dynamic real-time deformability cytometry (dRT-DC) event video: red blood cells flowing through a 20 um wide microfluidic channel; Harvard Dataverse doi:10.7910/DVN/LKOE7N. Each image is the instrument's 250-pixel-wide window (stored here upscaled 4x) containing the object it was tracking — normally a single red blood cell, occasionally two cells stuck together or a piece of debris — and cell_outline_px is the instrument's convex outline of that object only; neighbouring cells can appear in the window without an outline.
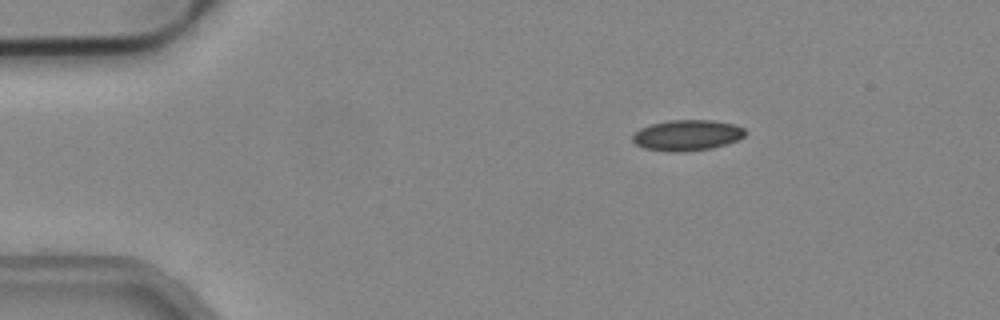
{"species": "common noctule bat (a hibernating species)", "species_latin": "Nyctalus noctula", "temperature_condition": "cold", "stored_images_in_passage": 37, "camera_frame_rate_fps": 3000, "um_per_image_px": 0.085, "animal": {"sex": "male", "body_mass_g": 19.2, "forearm_length_mm": 51.8}, "frame": {"image": 1, "passage_image": 1, "time_ms": 0.0, "image_size_px": [1000, 320], "cell_outline_px": [[748, 132], [744, 136], [736, 140], [712, 148], [684, 152], [668, 152], [644, 148], [636, 144], [632, 140], [632, 136], [640, 128], [652, 124], [668, 120], [712, 120], [736, 124], [744, 128]], "centroid_in_image_um": [58.41, 11.49], "position_along_channel_um": 26.6, "area_um2": 20.29}}
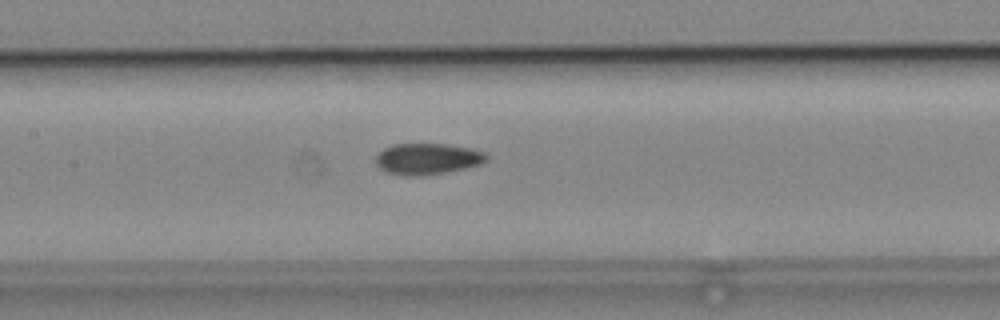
{"frame": {"image": 2, "passage_image": 17, "time_ms": 5.333, "image_size_px": [1000, 320], "cell_outline_px": [[488, 160], [480, 164], [468, 168], [448, 172], [416, 176], [404, 176], [388, 172], [380, 168], [376, 164], [376, 156], [384, 148], [392, 144], [448, 144], [468, 148], [484, 152], [488, 156]], "centroid_in_image_um": [36.34, 13.51], "position_along_channel_um": 171.1, "area_um2": 20.17}}
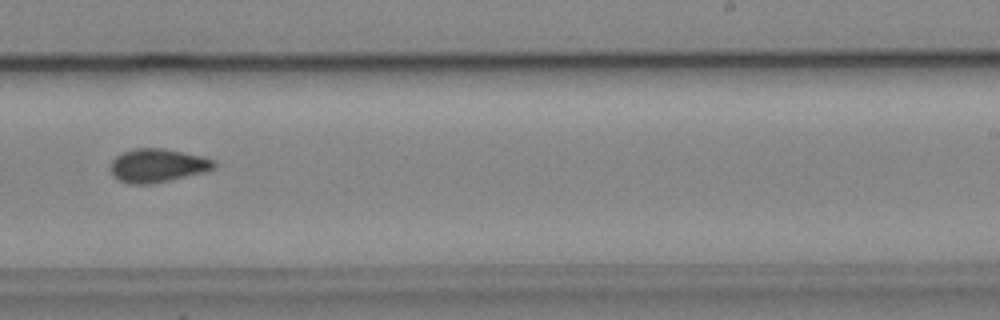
{"frame": {"image": 3, "passage_image": 25, "time_ms": 8.0, "image_size_px": [1000, 320], "cell_outline_px": [[216, 168], [204, 172], [152, 184], [128, 184], [112, 176], [112, 160], [116, 156], [124, 152], [136, 148], [164, 148], [204, 156], [216, 160]], "centroid_in_image_um": [13.43, 14.06], "position_along_channel_um": 275.6, "area_um2": 20.29}, "authors_computed_cell_mechanics": {"area_um2": 20.0566, "velocity_mm_per_s": 3.9455, "shape_relaxation_time_tau1_ms": null, "shape_relaxation_time_tau2_ms": 4.139, "deformation_change_tau1": null, "deformation_change_tau2": 0.0939}}